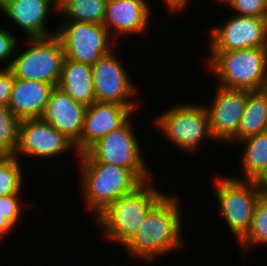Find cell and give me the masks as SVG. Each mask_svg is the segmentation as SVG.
<instances>
[{
	"mask_svg": "<svg viewBox=\"0 0 267 266\" xmlns=\"http://www.w3.org/2000/svg\"><path fill=\"white\" fill-rule=\"evenodd\" d=\"M179 197L177 193L168 192L148 212L144 223L123 248L130 259H141L148 265L184 246Z\"/></svg>",
	"mask_w": 267,
	"mask_h": 266,
	"instance_id": "6da1fadb",
	"label": "cell"
},
{
	"mask_svg": "<svg viewBox=\"0 0 267 266\" xmlns=\"http://www.w3.org/2000/svg\"><path fill=\"white\" fill-rule=\"evenodd\" d=\"M154 180L123 195L94 220L109 244H120L123 248L144 223L148 212L167 194L157 188Z\"/></svg>",
	"mask_w": 267,
	"mask_h": 266,
	"instance_id": "7a4b0ae2",
	"label": "cell"
},
{
	"mask_svg": "<svg viewBox=\"0 0 267 266\" xmlns=\"http://www.w3.org/2000/svg\"><path fill=\"white\" fill-rule=\"evenodd\" d=\"M85 210L93 221L123 195L135 191L143 182L129 169L103 162H77Z\"/></svg>",
	"mask_w": 267,
	"mask_h": 266,
	"instance_id": "3957f363",
	"label": "cell"
},
{
	"mask_svg": "<svg viewBox=\"0 0 267 266\" xmlns=\"http://www.w3.org/2000/svg\"><path fill=\"white\" fill-rule=\"evenodd\" d=\"M209 52L205 66L215 75L216 85L260 91L267 84V47Z\"/></svg>",
	"mask_w": 267,
	"mask_h": 266,
	"instance_id": "277c9868",
	"label": "cell"
},
{
	"mask_svg": "<svg viewBox=\"0 0 267 266\" xmlns=\"http://www.w3.org/2000/svg\"><path fill=\"white\" fill-rule=\"evenodd\" d=\"M132 118L134 117L132 116L119 129L105 135L87 152L78 155L77 162H103L126 168L143 183L155 178L153 169H149V163L143 157L142 143L136 136Z\"/></svg>",
	"mask_w": 267,
	"mask_h": 266,
	"instance_id": "5b68a950",
	"label": "cell"
},
{
	"mask_svg": "<svg viewBox=\"0 0 267 266\" xmlns=\"http://www.w3.org/2000/svg\"><path fill=\"white\" fill-rule=\"evenodd\" d=\"M154 119L156 130L175 148L186 152H195L202 143L214 141L209 127V116L204 105L183 102L171 105Z\"/></svg>",
	"mask_w": 267,
	"mask_h": 266,
	"instance_id": "8992f818",
	"label": "cell"
},
{
	"mask_svg": "<svg viewBox=\"0 0 267 266\" xmlns=\"http://www.w3.org/2000/svg\"><path fill=\"white\" fill-rule=\"evenodd\" d=\"M213 177L219 216L238 244L251 228L256 203L263 193L253 180H239L224 174Z\"/></svg>",
	"mask_w": 267,
	"mask_h": 266,
	"instance_id": "52a82bcc",
	"label": "cell"
},
{
	"mask_svg": "<svg viewBox=\"0 0 267 266\" xmlns=\"http://www.w3.org/2000/svg\"><path fill=\"white\" fill-rule=\"evenodd\" d=\"M25 39L24 46H20L19 40L9 68L14 78L36 80L58 86L64 60V51L59 38L52 35L35 38L25 36ZM18 46L26 48L20 50Z\"/></svg>",
	"mask_w": 267,
	"mask_h": 266,
	"instance_id": "ba28073f",
	"label": "cell"
},
{
	"mask_svg": "<svg viewBox=\"0 0 267 266\" xmlns=\"http://www.w3.org/2000/svg\"><path fill=\"white\" fill-rule=\"evenodd\" d=\"M56 27L64 57L93 66L102 56L109 54L118 43L103 24L60 20Z\"/></svg>",
	"mask_w": 267,
	"mask_h": 266,
	"instance_id": "9c48e42d",
	"label": "cell"
},
{
	"mask_svg": "<svg viewBox=\"0 0 267 266\" xmlns=\"http://www.w3.org/2000/svg\"><path fill=\"white\" fill-rule=\"evenodd\" d=\"M116 50L115 48L109 54L102 56L91 66L95 101L117 103L131 108L136 113L138 109L142 110L140 102L136 99L138 96H135L139 90L125 70L127 68L119 59V54L115 55Z\"/></svg>",
	"mask_w": 267,
	"mask_h": 266,
	"instance_id": "30bf717a",
	"label": "cell"
},
{
	"mask_svg": "<svg viewBox=\"0 0 267 266\" xmlns=\"http://www.w3.org/2000/svg\"><path fill=\"white\" fill-rule=\"evenodd\" d=\"M71 151L78 158L74 143L42 118L21 120L18 145L14 153L17 159L22 161L21 157L24 156L54 159L68 155Z\"/></svg>",
	"mask_w": 267,
	"mask_h": 266,
	"instance_id": "8fae6325",
	"label": "cell"
},
{
	"mask_svg": "<svg viewBox=\"0 0 267 266\" xmlns=\"http://www.w3.org/2000/svg\"><path fill=\"white\" fill-rule=\"evenodd\" d=\"M209 32V51L267 47V18L232 14Z\"/></svg>",
	"mask_w": 267,
	"mask_h": 266,
	"instance_id": "7c38bea8",
	"label": "cell"
},
{
	"mask_svg": "<svg viewBox=\"0 0 267 266\" xmlns=\"http://www.w3.org/2000/svg\"><path fill=\"white\" fill-rule=\"evenodd\" d=\"M211 104L204 105L209 116L210 132L215 140L222 144L237 135L240 120L250 91L228 89L216 85ZM224 142V143H223Z\"/></svg>",
	"mask_w": 267,
	"mask_h": 266,
	"instance_id": "4fadbf2b",
	"label": "cell"
},
{
	"mask_svg": "<svg viewBox=\"0 0 267 266\" xmlns=\"http://www.w3.org/2000/svg\"><path fill=\"white\" fill-rule=\"evenodd\" d=\"M136 113L117 103L94 102L87 107L79 141L78 155L87 152L95 143L113 130L119 129Z\"/></svg>",
	"mask_w": 267,
	"mask_h": 266,
	"instance_id": "5bb4252c",
	"label": "cell"
},
{
	"mask_svg": "<svg viewBox=\"0 0 267 266\" xmlns=\"http://www.w3.org/2000/svg\"><path fill=\"white\" fill-rule=\"evenodd\" d=\"M151 9L147 0H108L103 25L120 45L122 36L144 35L153 13Z\"/></svg>",
	"mask_w": 267,
	"mask_h": 266,
	"instance_id": "9a60e30c",
	"label": "cell"
},
{
	"mask_svg": "<svg viewBox=\"0 0 267 266\" xmlns=\"http://www.w3.org/2000/svg\"><path fill=\"white\" fill-rule=\"evenodd\" d=\"M53 9V10H52ZM0 13L11 20L16 27L24 30L27 38L49 37L56 34L48 30V20L53 12H58L53 0H2Z\"/></svg>",
	"mask_w": 267,
	"mask_h": 266,
	"instance_id": "2e32d148",
	"label": "cell"
},
{
	"mask_svg": "<svg viewBox=\"0 0 267 266\" xmlns=\"http://www.w3.org/2000/svg\"><path fill=\"white\" fill-rule=\"evenodd\" d=\"M86 109V106L74 101L56 86L50 94L41 118L64 134L75 145L80 139Z\"/></svg>",
	"mask_w": 267,
	"mask_h": 266,
	"instance_id": "e0dca14e",
	"label": "cell"
},
{
	"mask_svg": "<svg viewBox=\"0 0 267 266\" xmlns=\"http://www.w3.org/2000/svg\"><path fill=\"white\" fill-rule=\"evenodd\" d=\"M54 88L50 83L14 78L8 108L20 120L41 118Z\"/></svg>",
	"mask_w": 267,
	"mask_h": 266,
	"instance_id": "ac0fdd59",
	"label": "cell"
},
{
	"mask_svg": "<svg viewBox=\"0 0 267 266\" xmlns=\"http://www.w3.org/2000/svg\"><path fill=\"white\" fill-rule=\"evenodd\" d=\"M58 87L74 101L89 107L95 102L92 68L64 57Z\"/></svg>",
	"mask_w": 267,
	"mask_h": 266,
	"instance_id": "d6986e66",
	"label": "cell"
},
{
	"mask_svg": "<svg viewBox=\"0 0 267 266\" xmlns=\"http://www.w3.org/2000/svg\"><path fill=\"white\" fill-rule=\"evenodd\" d=\"M265 131H267L266 94L262 90L250 91L247 95L237 135L229 143L230 145H239L238 142L243 139Z\"/></svg>",
	"mask_w": 267,
	"mask_h": 266,
	"instance_id": "ffe728a7",
	"label": "cell"
},
{
	"mask_svg": "<svg viewBox=\"0 0 267 266\" xmlns=\"http://www.w3.org/2000/svg\"><path fill=\"white\" fill-rule=\"evenodd\" d=\"M241 145L240 167L242 176L239 180H254L267 165V131L250 136L238 142Z\"/></svg>",
	"mask_w": 267,
	"mask_h": 266,
	"instance_id": "44dd1931",
	"label": "cell"
},
{
	"mask_svg": "<svg viewBox=\"0 0 267 266\" xmlns=\"http://www.w3.org/2000/svg\"><path fill=\"white\" fill-rule=\"evenodd\" d=\"M107 1L69 0L58 10L57 14L61 15V20L103 24Z\"/></svg>",
	"mask_w": 267,
	"mask_h": 266,
	"instance_id": "7402d4cb",
	"label": "cell"
},
{
	"mask_svg": "<svg viewBox=\"0 0 267 266\" xmlns=\"http://www.w3.org/2000/svg\"><path fill=\"white\" fill-rule=\"evenodd\" d=\"M14 155L0 156V197L4 195L21 194L23 191L25 171Z\"/></svg>",
	"mask_w": 267,
	"mask_h": 266,
	"instance_id": "603a6c76",
	"label": "cell"
},
{
	"mask_svg": "<svg viewBox=\"0 0 267 266\" xmlns=\"http://www.w3.org/2000/svg\"><path fill=\"white\" fill-rule=\"evenodd\" d=\"M238 245L244 254L250 248L267 246V194L259 197L254 209L251 228Z\"/></svg>",
	"mask_w": 267,
	"mask_h": 266,
	"instance_id": "cb8c5ba5",
	"label": "cell"
},
{
	"mask_svg": "<svg viewBox=\"0 0 267 266\" xmlns=\"http://www.w3.org/2000/svg\"><path fill=\"white\" fill-rule=\"evenodd\" d=\"M21 120L8 108L0 106V154L14 155L18 145Z\"/></svg>",
	"mask_w": 267,
	"mask_h": 266,
	"instance_id": "d4e9b609",
	"label": "cell"
},
{
	"mask_svg": "<svg viewBox=\"0 0 267 266\" xmlns=\"http://www.w3.org/2000/svg\"><path fill=\"white\" fill-rule=\"evenodd\" d=\"M22 194L4 195L0 197V214H5V217L15 226L18 227V223L23 217L24 199ZM23 205V206H22Z\"/></svg>",
	"mask_w": 267,
	"mask_h": 266,
	"instance_id": "484cf974",
	"label": "cell"
},
{
	"mask_svg": "<svg viewBox=\"0 0 267 266\" xmlns=\"http://www.w3.org/2000/svg\"><path fill=\"white\" fill-rule=\"evenodd\" d=\"M6 29L8 28L0 26V68H10L17 44L21 39L18 34L16 35L12 31L10 32V28L9 31ZM2 65H4V67Z\"/></svg>",
	"mask_w": 267,
	"mask_h": 266,
	"instance_id": "4316f807",
	"label": "cell"
},
{
	"mask_svg": "<svg viewBox=\"0 0 267 266\" xmlns=\"http://www.w3.org/2000/svg\"><path fill=\"white\" fill-rule=\"evenodd\" d=\"M229 8L236 15L267 18V0H233Z\"/></svg>",
	"mask_w": 267,
	"mask_h": 266,
	"instance_id": "83f0119b",
	"label": "cell"
},
{
	"mask_svg": "<svg viewBox=\"0 0 267 266\" xmlns=\"http://www.w3.org/2000/svg\"><path fill=\"white\" fill-rule=\"evenodd\" d=\"M14 85V75L9 68H0V106H8Z\"/></svg>",
	"mask_w": 267,
	"mask_h": 266,
	"instance_id": "f1b7e54d",
	"label": "cell"
},
{
	"mask_svg": "<svg viewBox=\"0 0 267 266\" xmlns=\"http://www.w3.org/2000/svg\"><path fill=\"white\" fill-rule=\"evenodd\" d=\"M190 1L191 0H163V3L167 7L166 10H168L166 12L178 14V12H183L184 9L189 7Z\"/></svg>",
	"mask_w": 267,
	"mask_h": 266,
	"instance_id": "f546056e",
	"label": "cell"
},
{
	"mask_svg": "<svg viewBox=\"0 0 267 266\" xmlns=\"http://www.w3.org/2000/svg\"><path fill=\"white\" fill-rule=\"evenodd\" d=\"M14 229L15 226L5 217V214H0V244L6 239V236H9V233L14 231Z\"/></svg>",
	"mask_w": 267,
	"mask_h": 266,
	"instance_id": "4dcf8cb0",
	"label": "cell"
},
{
	"mask_svg": "<svg viewBox=\"0 0 267 266\" xmlns=\"http://www.w3.org/2000/svg\"><path fill=\"white\" fill-rule=\"evenodd\" d=\"M253 181L261 189L263 194H267V165Z\"/></svg>",
	"mask_w": 267,
	"mask_h": 266,
	"instance_id": "1f68e13d",
	"label": "cell"
},
{
	"mask_svg": "<svg viewBox=\"0 0 267 266\" xmlns=\"http://www.w3.org/2000/svg\"><path fill=\"white\" fill-rule=\"evenodd\" d=\"M69 0H53L55 9L58 11Z\"/></svg>",
	"mask_w": 267,
	"mask_h": 266,
	"instance_id": "d6a6232c",
	"label": "cell"
},
{
	"mask_svg": "<svg viewBox=\"0 0 267 266\" xmlns=\"http://www.w3.org/2000/svg\"><path fill=\"white\" fill-rule=\"evenodd\" d=\"M216 1V0H215ZM218 4L222 3L225 4L226 6H230V4L233 2V0H217ZM220 2V3H219Z\"/></svg>",
	"mask_w": 267,
	"mask_h": 266,
	"instance_id": "836d02e7",
	"label": "cell"
},
{
	"mask_svg": "<svg viewBox=\"0 0 267 266\" xmlns=\"http://www.w3.org/2000/svg\"><path fill=\"white\" fill-rule=\"evenodd\" d=\"M262 91L266 94V98H267V84L263 87Z\"/></svg>",
	"mask_w": 267,
	"mask_h": 266,
	"instance_id": "e575fe53",
	"label": "cell"
}]
</instances>
